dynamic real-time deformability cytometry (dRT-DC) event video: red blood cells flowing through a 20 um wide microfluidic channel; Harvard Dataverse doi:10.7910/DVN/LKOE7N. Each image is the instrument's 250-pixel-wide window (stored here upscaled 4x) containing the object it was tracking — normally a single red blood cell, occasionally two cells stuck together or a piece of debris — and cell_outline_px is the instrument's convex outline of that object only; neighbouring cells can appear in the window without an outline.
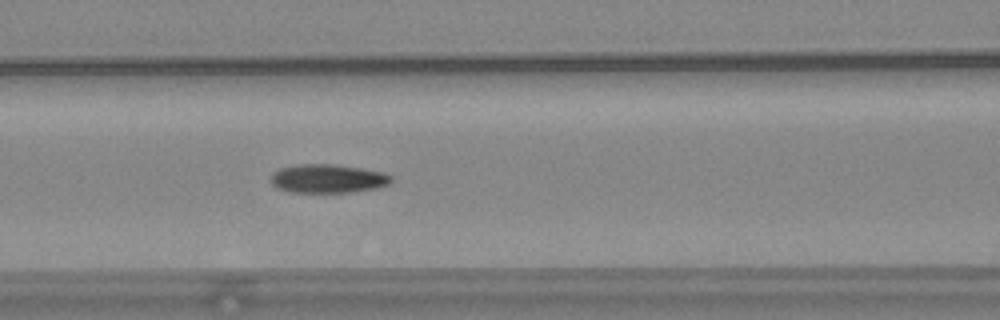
{"species": "common noctule bat (a hibernating species)", "species_latin": "Nyctalus noctula", "temperature_condition": "warm", "stored_images_in_passage": 24, "camera_frame_rate_fps": 3000, "um_per_image_px": 0.085, "animal": {"sex": "female", "body_mass_g": 24.6, "forearm_length_mm": 56.2}, "frame": {"image": 1, "passage_image": 11, "time_ms": 3.333, "image_size_px": [1000, 320], "cell_outline_px": [[392, 180], [388, 184], [376, 188], [348, 192], [292, 192], [276, 188], [272, 184], [272, 172], [280, 168], [296, 164], [332, 164], [360, 168], [384, 172], [392, 176]], "centroid_in_image_um": [27.85, 15.17], "position_along_channel_um": 138.8, "area_um2": 20.06}}
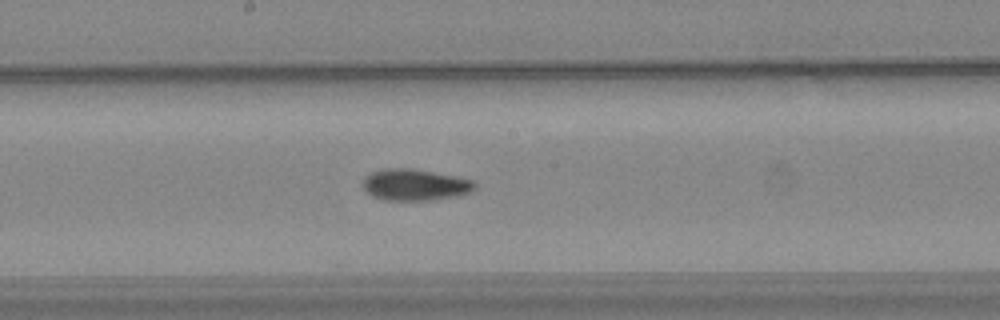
{"frame": {"image": 2, "passage_image": 17, "time_ms": 5.333, "image_size_px": [1000, 320], "cell_outline_px": [[476, 188], [468, 192], [456, 196], [424, 200], [384, 200], [372, 196], [364, 188], [364, 176], [368, 172], [384, 168], [412, 168], [456, 176], [472, 180], [476, 184]], "centroid_in_image_um": [35.23, 15.69], "position_along_channel_um": 213.0, "area_um2": 20.46}}
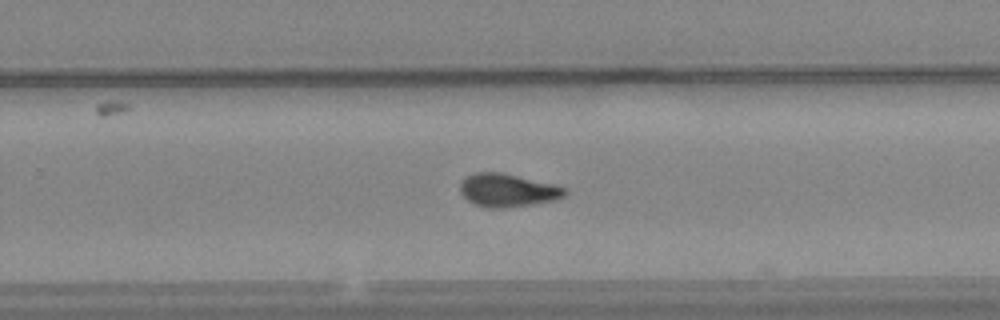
{"frame": {"image": 3, "passage_image": 23, "time_ms": 7.333, "image_size_px": [1000, 320], "cell_outline_px": [[568, 192], [564, 196], [556, 200], [504, 208], [484, 208], [468, 200], [460, 192], [460, 184], [468, 176], [476, 172], [500, 172], [556, 184], [564, 188]], "centroid_in_image_um": [43.17, 16.17], "position_along_channel_um": 286.6, "area_um2": 20.11}}